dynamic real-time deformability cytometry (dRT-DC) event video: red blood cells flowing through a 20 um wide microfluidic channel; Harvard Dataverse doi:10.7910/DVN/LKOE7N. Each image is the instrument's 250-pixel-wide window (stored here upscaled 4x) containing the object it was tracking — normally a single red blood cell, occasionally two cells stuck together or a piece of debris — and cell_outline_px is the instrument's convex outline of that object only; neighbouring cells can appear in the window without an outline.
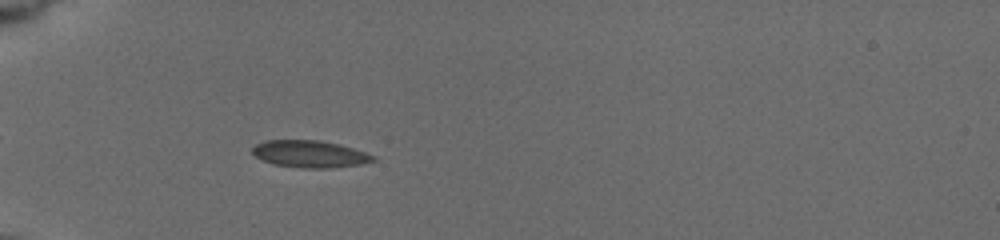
{"species": "common noctule bat (a hibernating species)", "species_latin": "Nyctalus noctula", "temperature_condition": "cold", "stored_images_in_passage": 46, "camera_frame_rate_fps": 3000, "um_per_image_px": 0.085, "animal": {"sex": "female", "body_mass_g": 19.5, "forearm_length_mm": 54.1}, "frame": {"image": 1, "passage_image": 6, "time_ms": 2.333, "image_size_px": [1000, 240], "cell_outline_px": [[376, 160], [360, 164], [328, 168], [300, 168], [272, 164], [256, 156], [252, 152], [252, 148], [256, 144], [264, 140], [316, 140], [340, 144], [376, 156]], "centroid_in_image_um": [26.32, 13.09], "position_along_channel_um": 58.7, "area_um2": 18.96}}
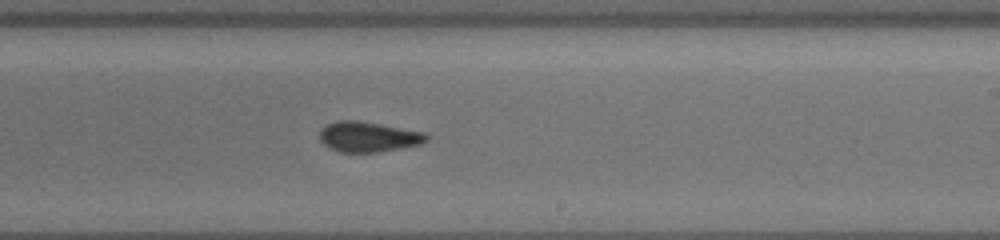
{"frame": {"image": 2, "passage_image": 24, "time_ms": 8.0, "image_size_px": [1000, 240], "cell_outline_px": [[428, 140], [420, 144], [404, 148], [376, 152], [340, 152], [324, 144], [320, 140], [320, 128], [336, 120], [356, 120], [428, 132]], "centroid_in_image_um": [31.34, 11.62], "position_along_channel_um": 257.7, "area_um2": 18.96}}
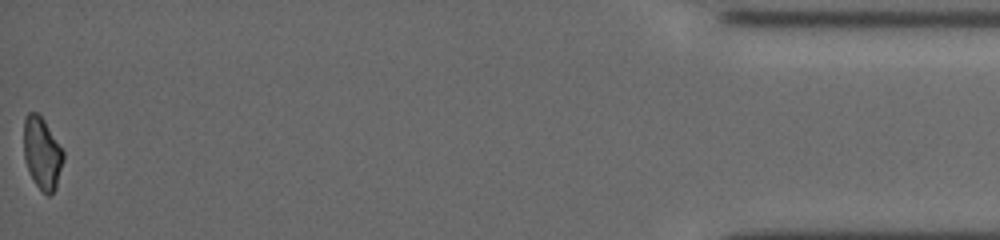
{"frame": {"image": 3, "passage_image": 46, "time_ms": 14.667, "image_size_px": [1000, 240], "cell_outline_px": [[64, 160], [56, 188], [48, 196], [36, 184], [28, 172], [24, 160], [24, 116], [28, 112], [36, 112], [44, 120], [64, 152]], "centroid_in_image_um": [3.57, 13.02], "position_along_channel_um": 431.6, "area_um2": 16.59}, "authors_computed_cell_mechanics": {"area_um2": 18.207, "velocity_mm_per_s": 3.7816, "shape_relaxation_time_tau1_ms": null, "shape_relaxation_time_tau2_ms": 8.2091, "deformation_change_tau1": null, "deformation_change_tau2": 0.0866}}